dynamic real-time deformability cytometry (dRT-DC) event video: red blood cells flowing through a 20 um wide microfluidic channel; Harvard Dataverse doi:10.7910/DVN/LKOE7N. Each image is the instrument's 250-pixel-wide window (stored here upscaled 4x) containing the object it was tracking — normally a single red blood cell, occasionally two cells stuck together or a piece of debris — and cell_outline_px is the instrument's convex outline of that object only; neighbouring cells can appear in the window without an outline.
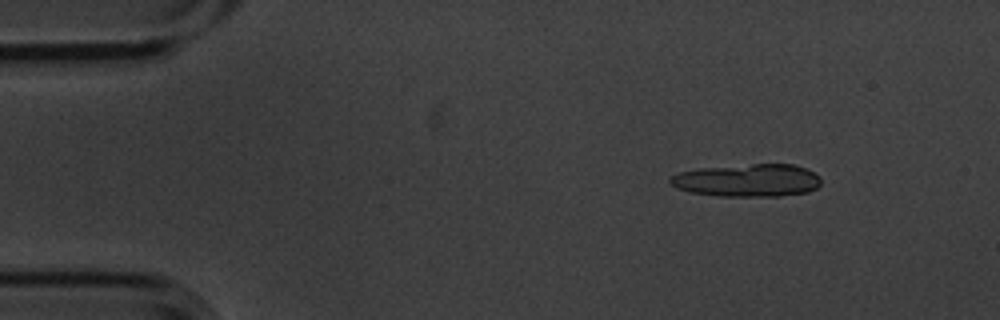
{"species": "common noctule bat (a hibernating species)", "species_latin": "Nyctalus noctula", "temperature_condition": "cold", "stored_images_in_passage": 9, "segment_of_instrument_passage": [1, 2], "camera_frame_rate_fps": 3000, "um_per_image_px": 0.085, "animal": {"sex": "male", "body_mass_g": 20.1, "forearm_length_mm": 53.5}, "frame": {"image": 1, "passage_image": 2, "time_ms": 0.333, "image_size_px": [1000, 320], "cell_outline_px": [[820, 184], [816, 188], [808, 192], [780, 196], [720, 196], [688, 192], [676, 188], [668, 180], [668, 176], [680, 172], [700, 168], [752, 164], [796, 164], [820, 176]], "centroid_in_image_um": [63.52, 15.33], "position_along_channel_um": 21.5, "area_um2": 28.9}}